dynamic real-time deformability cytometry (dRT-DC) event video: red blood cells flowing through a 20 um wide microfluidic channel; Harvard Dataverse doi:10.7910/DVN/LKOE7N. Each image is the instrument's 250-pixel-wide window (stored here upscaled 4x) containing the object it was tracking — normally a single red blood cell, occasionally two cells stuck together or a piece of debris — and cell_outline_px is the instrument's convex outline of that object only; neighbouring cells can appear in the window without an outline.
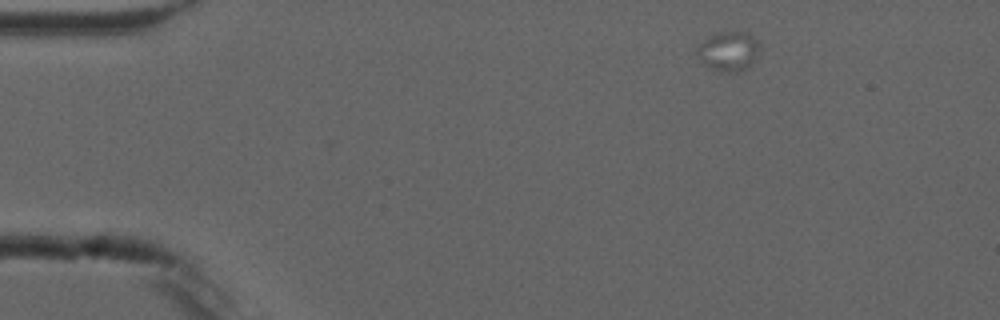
{"species": "common noctule bat (a hibernating species)", "species_latin": "Nyctalus noctula", "temperature_condition": "cold", "stored_images_in_passage": 6, "camera_frame_rate_fps": 3000, "um_per_image_px": 0.085, "animal": {"sex": "male", "forearm_length_mm": 52.5}, "frame": {"image": 1, "passage_image": 1, "time_ms": 0.0, "image_size_px": [1000, 320], "cell_outline_px": [[760, 44], [756, 60], [748, 68], [736, 72], [720, 72], [708, 68], [700, 60], [696, 52], [696, 48], [704, 40], [716, 32], [748, 32]], "centroid_in_image_um": [61.93, 4.37], "position_along_channel_um": 23.1, "area_um2": 14.62}}
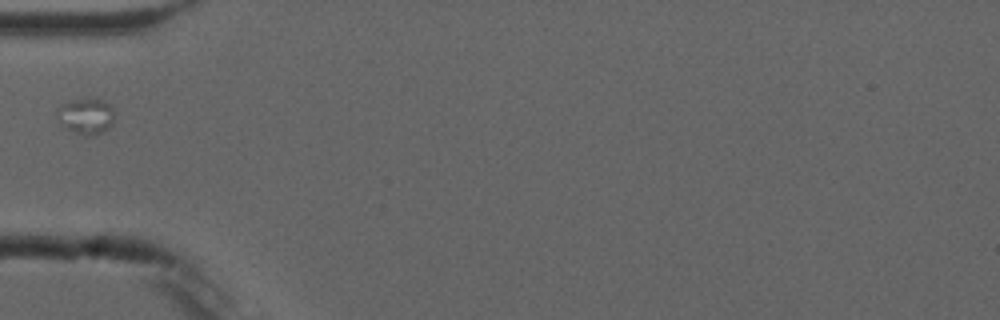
{"frame": {"image": 2, "passage_image": 4, "time_ms": 3.667, "image_size_px": [1000, 320], "cell_outline_px": [[112, 124], [108, 128], [92, 136], [88, 136], [76, 132], [60, 124], [56, 112], [56, 108], [72, 100], [104, 100], [112, 108]], "centroid_in_image_um": [7.28, 9.88], "position_along_channel_um": 77.7, "area_um2": 11.5}}
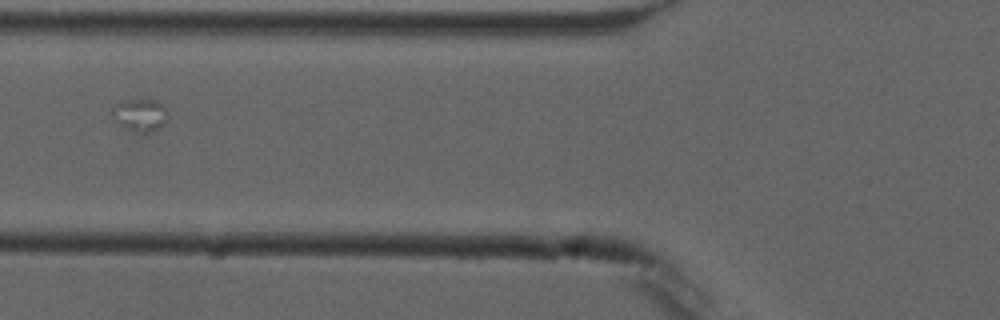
{"frame": {"image": 3, "passage_image": 5, "time_ms": 4.667, "image_size_px": [1000, 320], "cell_outline_px": [[168, 120], [164, 124], [148, 132], [136, 132], [120, 124], [112, 116], [112, 108], [116, 104], [124, 100], [156, 100], [164, 104], [168, 108]], "centroid_in_image_um": [11.96, 9.74], "position_along_channel_um": 113.8, "area_um2": 10.46}}